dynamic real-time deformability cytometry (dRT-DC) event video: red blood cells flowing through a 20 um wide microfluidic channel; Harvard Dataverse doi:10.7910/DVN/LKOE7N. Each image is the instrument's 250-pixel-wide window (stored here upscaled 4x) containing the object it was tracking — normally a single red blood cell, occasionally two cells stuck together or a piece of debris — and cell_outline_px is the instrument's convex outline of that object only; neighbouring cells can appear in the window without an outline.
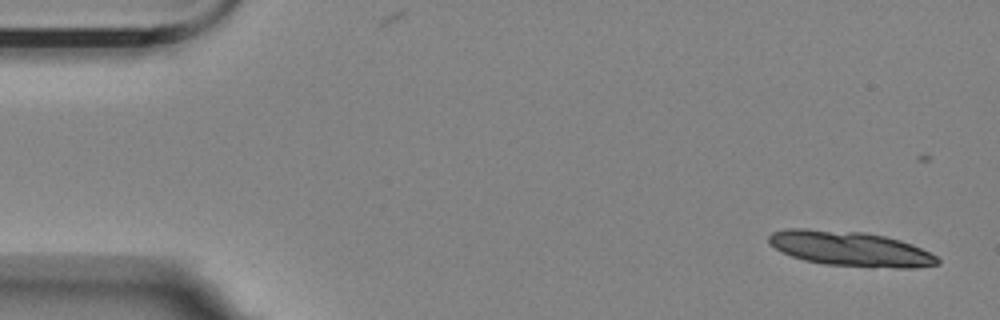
{"species": "Egyptian fruit bat (a non-hibernating species)", "species_latin": "Rousettus aegyptiacus", "temperature_condition": "room temperature", "stored_images_in_passage": 14, "camera_frame_rate_fps": 3000, "um_per_image_px": 0.085, "animal": {"sex": "female"}, "frame": {"image": 1, "passage_image": 1, "time_ms": 0.0, "image_size_px": [1000, 320], "cell_outline_px": [[940, 264], [916, 268], [872, 268], [824, 264], [804, 260], [780, 252], [768, 244], [768, 236], [772, 232], [788, 228], [804, 228], [864, 232], [884, 236], [900, 240], [912, 244], [936, 256], [940, 260]], "centroid_in_image_um": [72.25, 21.15], "position_along_channel_um": 12.8, "area_um2": 34.8}}